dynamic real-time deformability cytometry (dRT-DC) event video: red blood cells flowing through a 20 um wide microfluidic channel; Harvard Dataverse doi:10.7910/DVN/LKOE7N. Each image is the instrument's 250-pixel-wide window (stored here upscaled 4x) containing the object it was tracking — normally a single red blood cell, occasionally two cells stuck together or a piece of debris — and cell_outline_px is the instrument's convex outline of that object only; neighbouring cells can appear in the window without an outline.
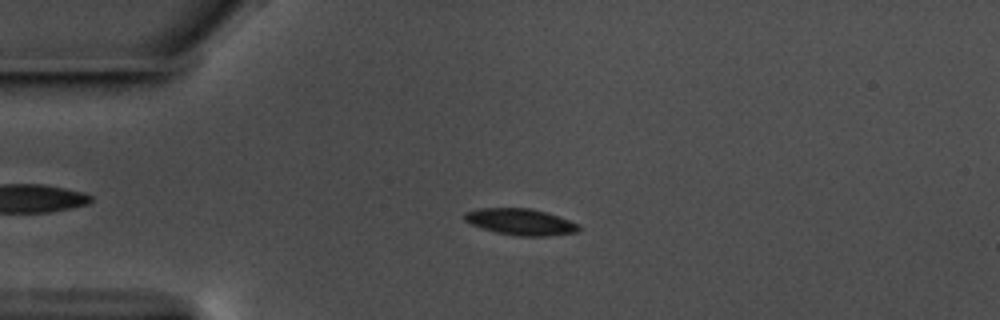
{"species": "common noctule bat (a hibernating species)", "species_latin": "Nyctalus noctula", "temperature_condition": "warm", "stored_images_in_passage": 50, "camera_frame_rate_fps": 3000, "um_per_image_px": 0.085, "animal": {"sex": "male", "body_mass_g": 17.5, "forearm_length_mm": 52.3}, "frame": {"image": 1, "passage_image": 6, "time_ms": 1.667, "image_size_px": [1000, 320], "cell_outline_px": [[580, 228], [576, 232], [544, 236], [520, 236], [496, 232], [472, 224], [464, 220], [464, 212], [480, 208], [532, 208], [548, 212], [580, 224]], "centroid_in_image_um": [44.27, 18.84], "position_along_channel_um": 40.7, "area_um2": 17.51}}
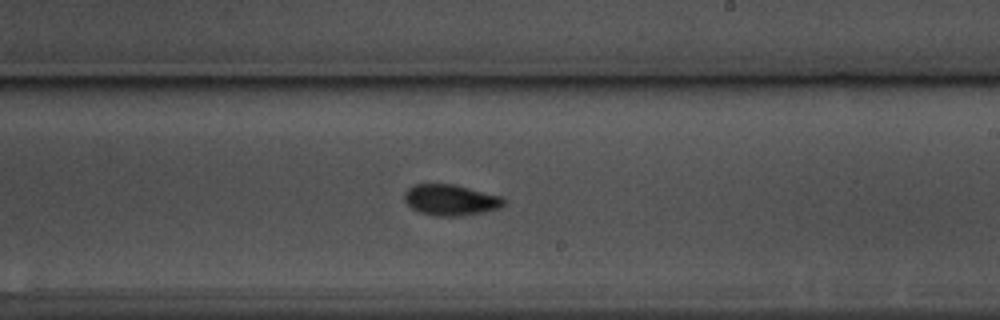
{"frame": {"image": 2, "passage_image": 26, "time_ms": 8.333, "image_size_px": [1000, 320], "cell_outline_px": [[504, 204], [500, 208], [484, 212], [460, 216], [436, 216], [420, 212], [412, 208], [404, 200], [404, 192], [408, 188], [416, 184], [452, 184], [500, 196], [504, 200]], "centroid_in_image_um": [38.28, 17.0], "position_along_channel_um": 250.7, "area_um2": 17.74}}
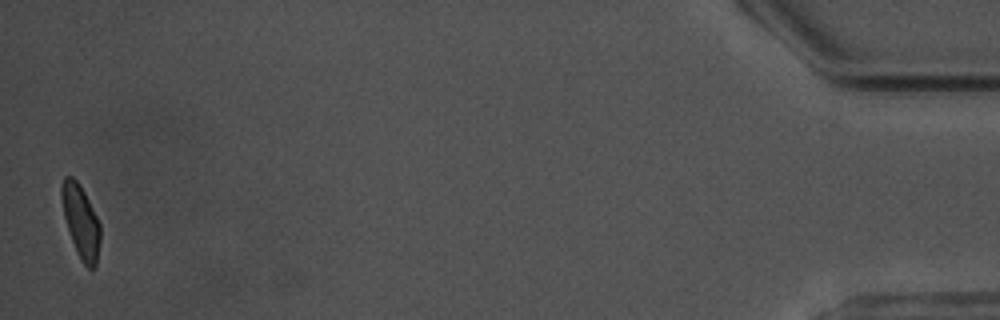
{"frame": {"image": 3, "passage_image": 49, "time_ms": 16.0, "image_size_px": [1000, 320], "cell_outline_px": [[100, 240], [96, 264], [92, 268], [88, 268], [80, 260], [76, 252], [64, 216], [60, 196], [60, 188], [64, 176], [72, 176], [80, 184], [100, 224]], "centroid_in_image_um": [6.85, 18.8], "position_along_channel_um": 428.4, "area_um2": 16.3}, "authors_computed_cell_mechanics": {"area_um2": 17.4267, "velocity_mm_per_s": 3.5509, "shape_relaxation_time_tau1_ms": 2.8738, "shape_relaxation_time_tau2_ms": 4.0777, "deformation_change_tau1": 0.1227, "deformation_change_tau2": 0.0791}}